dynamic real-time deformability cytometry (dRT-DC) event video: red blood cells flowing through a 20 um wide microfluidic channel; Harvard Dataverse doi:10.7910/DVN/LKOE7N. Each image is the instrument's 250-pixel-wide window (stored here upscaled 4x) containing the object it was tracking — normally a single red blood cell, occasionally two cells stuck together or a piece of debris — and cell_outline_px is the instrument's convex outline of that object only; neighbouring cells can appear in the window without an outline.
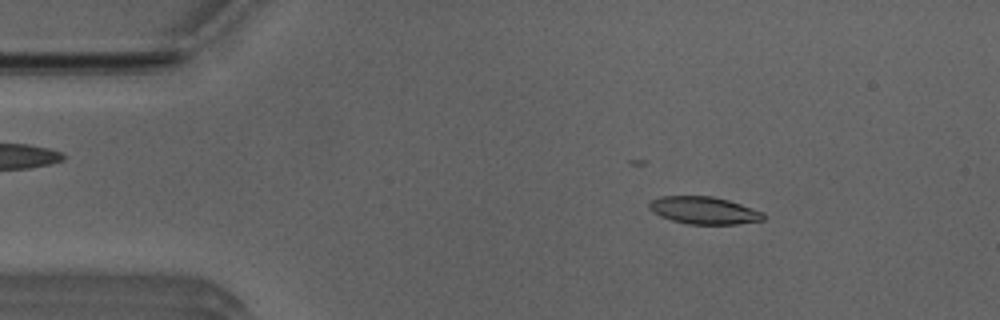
{"species": "Egyptian fruit bat (a non-hibernating species)", "species_latin": "Rousettus aegyptiacus", "temperature_condition": "room temperature", "stored_images_in_passage": 32, "camera_frame_rate_fps": 3000, "um_per_image_px": 0.085, "animal": {"sex": "male"}, "frame": {"image": 1, "passage_image": 7, "time_ms": 2.0, "image_size_px": [1000, 320], "cell_outline_px": [[764, 220], [736, 224], [688, 224], [672, 220], [660, 216], [648, 208], [648, 204], [652, 200], [660, 196], [712, 196], [728, 200], [764, 212]], "centroid_in_image_um": [59.83, 17.88], "position_along_channel_um": 25.2, "area_um2": 18.15}}
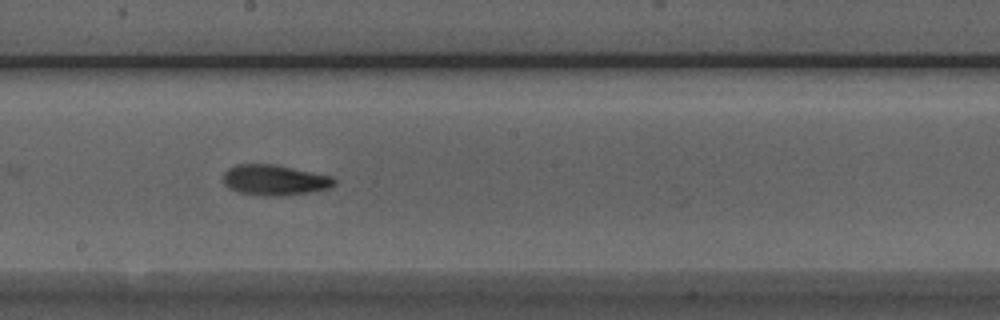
{"frame": {"image": 2, "passage_image": 27, "time_ms": 8.667, "image_size_px": [1000, 320], "cell_outline_px": [[336, 184], [328, 188], [308, 192], [276, 196], [264, 196], [240, 192], [228, 188], [224, 184], [224, 172], [228, 168], [236, 164], [276, 164], [332, 176], [336, 180]], "centroid_in_image_um": [23.33, 15.29], "position_along_channel_um": 224.9, "area_um2": 19.71}}
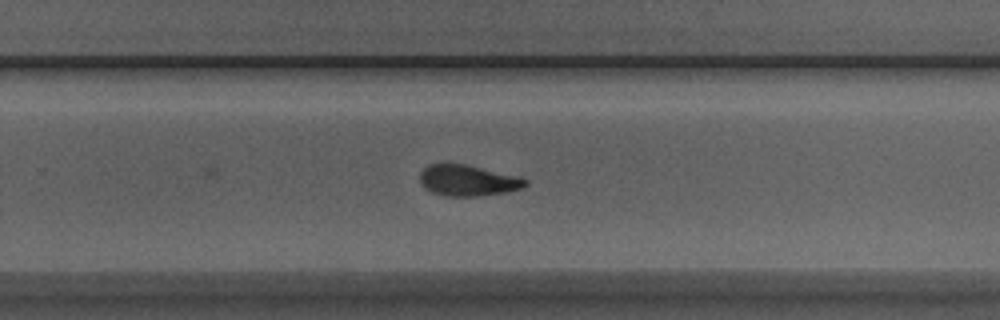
{"frame": {"image": 3, "passage_image": 32, "time_ms": 10.333, "image_size_px": [1000, 320], "cell_outline_px": [[528, 184], [524, 188], [504, 192], [476, 196], [444, 196], [432, 192], [424, 188], [420, 184], [420, 172], [428, 164], [464, 164], [520, 176], [528, 180]], "centroid_in_image_um": [39.77, 15.34], "position_along_channel_um": 290.0, "area_um2": 19.13}}